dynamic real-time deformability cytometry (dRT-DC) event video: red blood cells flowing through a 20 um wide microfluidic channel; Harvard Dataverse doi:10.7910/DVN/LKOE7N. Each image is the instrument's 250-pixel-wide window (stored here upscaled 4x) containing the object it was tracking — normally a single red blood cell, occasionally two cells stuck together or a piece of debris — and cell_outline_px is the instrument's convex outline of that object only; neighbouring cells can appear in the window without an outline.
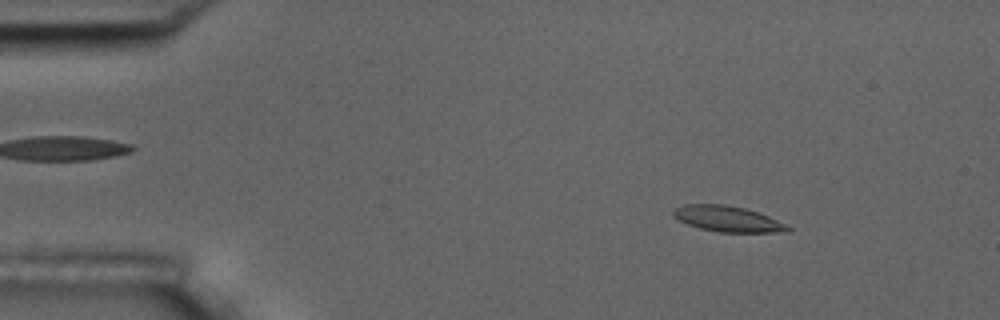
{"species": "common noctule bat (a hibernating species)", "species_latin": "Nyctalus noctula", "temperature_condition": "room temperature", "stored_images_in_passage": 56, "camera_frame_rate_fps": 3000, "um_per_image_px": 0.085, "animal": {"sex": "male", "body_mass_g": 17.5, "forearm_length_mm": 52.3}, "frame": {"image": 1, "passage_image": 7, "time_ms": 2.0, "image_size_px": [1000, 320], "cell_outline_px": [[792, 228], [788, 232], [720, 232], [700, 228], [688, 224], [672, 216], [672, 212], [676, 208], [684, 204], [724, 204], [744, 208], [768, 216]], "centroid_in_image_um": [61.83, 18.6], "position_along_channel_um": 23.2, "area_um2": 16.94}}
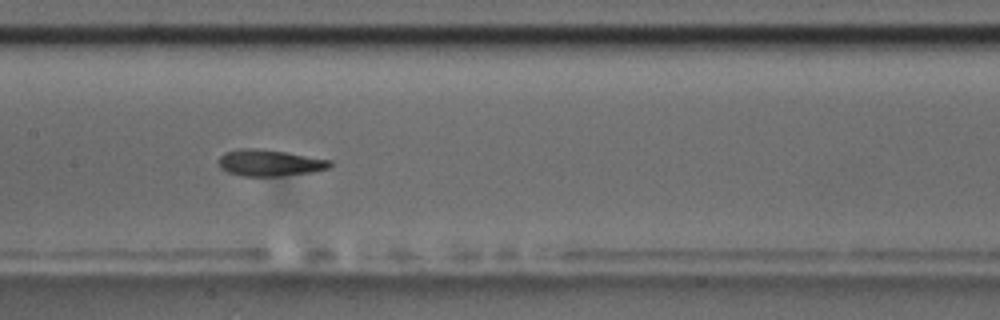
{"frame": {"image": 2, "passage_image": 27, "time_ms": 8.667, "image_size_px": [1000, 320], "cell_outline_px": [[332, 164], [328, 168], [312, 172], [280, 176], [240, 176], [228, 172], [220, 168], [216, 160], [224, 152], [240, 148], [256, 148], [288, 152], [332, 160]], "centroid_in_image_um": [22.88, 13.83], "position_along_channel_um": 184.5, "area_um2": 17.46}}
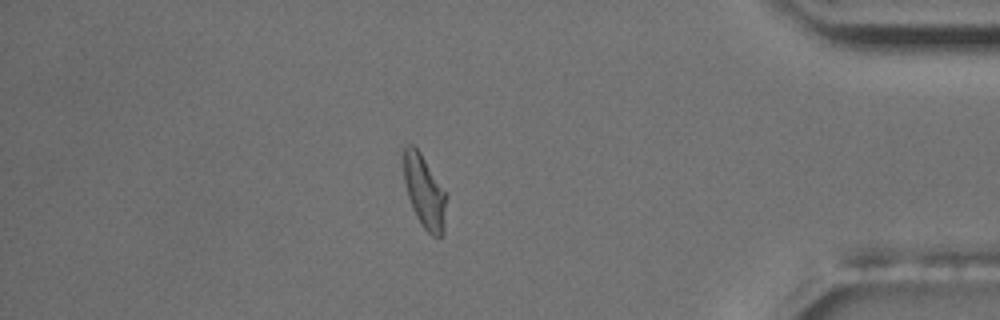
{"frame": {"image": 3, "passage_image": 48, "time_ms": 15.667, "image_size_px": [1000, 320], "cell_outline_px": [[444, 232], [440, 236], [432, 236], [424, 228], [416, 216], [412, 208], [408, 196], [404, 180], [400, 144], [412, 144], [420, 152], [444, 192]], "centroid_in_image_um": [35.97, 16.2], "position_along_channel_um": 399.2, "area_um2": 17.86}, "authors_computed_cell_mechanics": {"area_um2": 17.5134, "velocity_mm_per_s": 3.576, "shape_relaxation_time_tau1_ms": 5.0535, "shape_relaxation_time_tau2_ms": 2.3217, "deformation_change_tau1": 0.166, "deformation_change_tau2": 0.088}}